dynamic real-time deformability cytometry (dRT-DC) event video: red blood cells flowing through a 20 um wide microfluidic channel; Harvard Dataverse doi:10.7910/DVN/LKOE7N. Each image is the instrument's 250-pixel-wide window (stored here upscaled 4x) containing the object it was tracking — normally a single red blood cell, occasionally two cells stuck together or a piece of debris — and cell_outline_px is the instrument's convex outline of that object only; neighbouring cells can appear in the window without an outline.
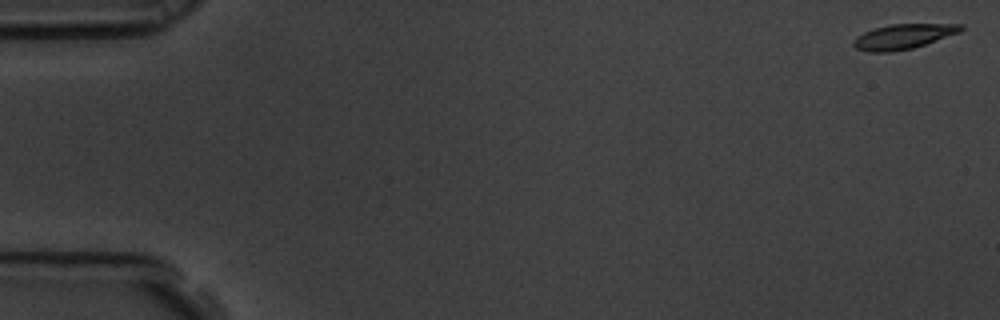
{"species": "common noctule bat (a hibernating species)", "species_latin": "Nyctalus noctula", "temperature_condition": "room temperature", "stored_images_in_passage": 5, "camera_frame_rate_fps": 3000, "um_per_image_px": 0.085, "animal": {"sex": "male", "body_mass_g": 19.5, "forearm_length_mm": 54.6}, "frame": {"image": 1, "passage_image": 1, "time_ms": 0.0, "image_size_px": [1000, 320], "cell_outline_px": [[964, 28], [960, 32], [912, 48], [892, 52], [872, 52], [856, 48], [852, 44], [852, 40], [856, 36], [864, 32], [876, 28], [892, 24], [964, 24]], "centroid_in_image_um": [76.76, 3.1], "position_along_channel_um": 8.2, "area_um2": 15.43}}
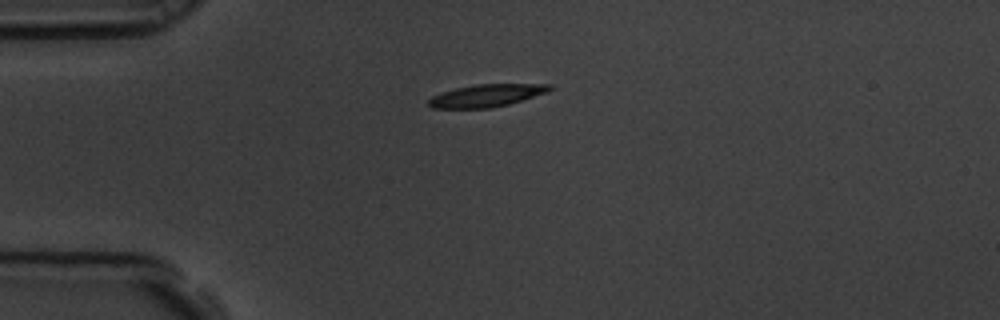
{"frame": {"image": 2, "passage_image": 5, "time_ms": 1.333, "image_size_px": [1000, 320], "cell_outline_px": [[552, 88], [548, 92], [508, 104], [488, 108], [432, 108], [428, 104], [428, 100], [432, 96], [456, 88], [476, 84], [552, 84]], "centroid_in_image_um": [41.36, 8.12], "position_along_channel_um": 43.6, "area_um2": 15.66}}